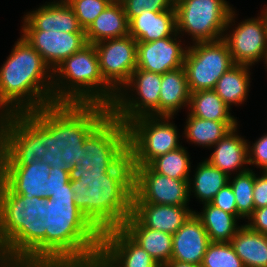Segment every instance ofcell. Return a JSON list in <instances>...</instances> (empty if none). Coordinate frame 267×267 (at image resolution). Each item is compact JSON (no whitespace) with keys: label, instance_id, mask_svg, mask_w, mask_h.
<instances>
[{"label":"cell","instance_id":"obj_1","mask_svg":"<svg viewBox=\"0 0 267 267\" xmlns=\"http://www.w3.org/2000/svg\"><path fill=\"white\" fill-rule=\"evenodd\" d=\"M110 197L89 179L74 176L68 190L46 199V267L100 249Z\"/></svg>","mask_w":267,"mask_h":267},{"label":"cell","instance_id":"obj_2","mask_svg":"<svg viewBox=\"0 0 267 267\" xmlns=\"http://www.w3.org/2000/svg\"><path fill=\"white\" fill-rule=\"evenodd\" d=\"M46 199L15 194L0 180V247L12 267H46Z\"/></svg>","mask_w":267,"mask_h":267},{"label":"cell","instance_id":"obj_3","mask_svg":"<svg viewBox=\"0 0 267 267\" xmlns=\"http://www.w3.org/2000/svg\"><path fill=\"white\" fill-rule=\"evenodd\" d=\"M53 71L20 35L0 67V117L53 104Z\"/></svg>","mask_w":267,"mask_h":267},{"label":"cell","instance_id":"obj_4","mask_svg":"<svg viewBox=\"0 0 267 267\" xmlns=\"http://www.w3.org/2000/svg\"><path fill=\"white\" fill-rule=\"evenodd\" d=\"M31 113L46 127L47 149L118 145V131L104 105L54 103Z\"/></svg>","mask_w":267,"mask_h":267},{"label":"cell","instance_id":"obj_5","mask_svg":"<svg viewBox=\"0 0 267 267\" xmlns=\"http://www.w3.org/2000/svg\"><path fill=\"white\" fill-rule=\"evenodd\" d=\"M53 104H100L108 108L117 92L104 80L94 44L65 59L53 71Z\"/></svg>","mask_w":267,"mask_h":267},{"label":"cell","instance_id":"obj_6","mask_svg":"<svg viewBox=\"0 0 267 267\" xmlns=\"http://www.w3.org/2000/svg\"><path fill=\"white\" fill-rule=\"evenodd\" d=\"M172 119L142 116L130 121L118 133L119 166L148 165L156 157L181 147V135Z\"/></svg>","mask_w":267,"mask_h":267},{"label":"cell","instance_id":"obj_7","mask_svg":"<svg viewBox=\"0 0 267 267\" xmlns=\"http://www.w3.org/2000/svg\"><path fill=\"white\" fill-rule=\"evenodd\" d=\"M115 197L121 203L188 206L191 201L189 179L161 175L149 165L119 166V186Z\"/></svg>","mask_w":267,"mask_h":267},{"label":"cell","instance_id":"obj_8","mask_svg":"<svg viewBox=\"0 0 267 267\" xmlns=\"http://www.w3.org/2000/svg\"><path fill=\"white\" fill-rule=\"evenodd\" d=\"M46 127L31 113L0 117V165H30L41 160Z\"/></svg>","mask_w":267,"mask_h":267},{"label":"cell","instance_id":"obj_9","mask_svg":"<svg viewBox=\"0 0 267 267\" xmlns=\"http://www.w3.org/2000/svg\"><path fill=\"white\" fill-rule=\"evenodd\" d=\"M162 75L136 68L119 89L110 109L118 133L132 120L142 116H159ZM131 93V94H130Z\"/></svg>","mask_w":267,"mask_h":267},{"label":"cell","instance_id":"obj_10","mask_svg":"<svg viewBox=\"0 0 267 267\" xmlns=\"http://www.w3.org/2000/svg\"><path fill=\"white\" fill-rule=\"evenodd\" d=\"M62 159L76 175L89 179L110 198L119 186L118 145H72L62 150Z\"/></svg>","mask_w":267,"mask_h":267},{"label":"cell","instance_id":"obj_11","mask_svg":"<svg viewBox=\"0 0 267 267\" xmlns=\"http://www.w3.org/2000/svg\"><path fill=\"white\" fill-rule=\"evenodd\" d=\"M226 0H175L177 33L190 43L223 38L233 6Z\"/></svg>","mask_w":267,"mask_h":267},{"label":"cell","instance_id":"obj_12","mask_svg":"<svg viewBox=\"0 0 267 267\" xmlns=\"http://www.w3.org/2000/svg\"><path fill=\"white\" fill-rule=\"evenodd\" d=\"M234 65L223 39L188 45L183 68L191 93L214 89L217 81Z\"/></svg>","mask_w":267,"mask_h":267},{"label":"cell","instance_id":"obj_13","mask_svg":"<svg viewBox=\"0 0 267 267\" xmlns=\"http://www.w3.org/2000/svg\"><path fill=\"white\" fill-rule=\"evenodd\" d=\"M236 16L233 8L222 38L230 50L234 63L252 67L255 63L264 62L267 53V32L262 15L237 22V26Z\"/></svg>","mask_w":267,"mask_h":267},{"label":"cell","instance_id":"obj_14","mask_svg":"<svg viewBox=\"0 0 267 267\" xmlns=\"http://www.w3.org/2000/svg\"><path fill=\"white\" fill-rule=\"evenodd\" d=\"M104 80L116 91L137 67V41L130 35L94 44Z\"/></svg>","mask_w":267,"mask_h":267},{"label":"cell","instance_id":"obj_15","mask_svg":"<svg viewBox=\"0 0 267 267\" xmlns=\"http://www.w3.org/2000/svg\"><path fill=\"white\" fill-rule=\"evenodd\" d=\"M109 216L160 266L171 261L172 234L145 227L116 197L110 199Z\"/></svg>","mask_w":267,"mask_h":267},{"label":"cell","instance_id":"obj_16","mask_svg":"<svg viewBox=\"0 0 267 267\" xmlns=\"http://www.w3.org/2000/svg\"><path fill=\"white\" fill-rule=\"evenodd\" d=\"M100 249L116 267H161L110 216L103 225Z\"/></svg>","mask_w":267,"mask_h":267},{"label":"cell","instance_id":"obj_17","mask_svg":"<svg viewBox=\"0 0 267 267\" xmlns=\"http://www.w3.org/2000/svg\"><path fill=\"white\" fill-rule=\"evenodd\" d=\"M21 36L41 55L54 71L65 59L87 45L85 33L21 30Z\"/></svg>","mask_w":267,"mask_h":267},{"label":"cell","instance_id":"obj_18","mask_svg":"<svg viewBox=\"0 0 267 267\" xmlns=\"http://www.w3.org/2000/svg\"><path fill=\"white\" fill-rule=\"evenodd\" d=\"M182 42L178 33L156 41L137 42L136 68L162 75L183 67L188 44Z\"/></svg>","mask_w":267,"mask_h":267},{"label":"cell","instance_id":"obj_19","mask_svg":"<svg viewBox=\"0 0 267 267\" xmlns=\"http://www.w3.org/2000/svg\"><path fill=\"white\" fill-rule=\"evenodd\" d=\"M21 30L62 31L66 33H85L66 0L45 2L36 10L23 16Z\"/></svg>","mask_w":267,"mask_h":267},{"label":"cell","instance_id":"obj_20","mask_svg":"<svg viewBox=\"0 0 267 267\" xmlns=\"http://www.w3.org/2000/svg\"><path fill=\"white\" fill-rule=\"evenodd\" d=\"M50 170L40 160L30 165H0V180L15 194L46 198Z\"/></svg>","mask_w":267,"mask_h":267},{"label":"cell","instance_id":"obj_21","mask_svg":"<svg viewBox=\"0 0 267 267\" xmlns=\"http://www.w3.org/2000/svg\"><path fill=\"white\" fill-rule=\"evenodd\" d=\"M145 227L174 234L194 213L189 206L122 203Z\"/></svg>","mask_w":267,"mask_h":267},{"label":"cell","instance_id":"obj_22","mask_svg":"<svg viewBox=\"0 0 267 267\" xmlns=\"http://www.w3.org/2000/svg\"><path fill=\"white\" fill-rule=\"evenodd\" d=\"M210 243L203 224L193 213L173 234L171 260L201 265Z\"/></svg>","mask_w":267,"mask_h":267},{"label":"cell","instance_id":"obj_23","mask_svg":"<svg viewBox=\"0 0 267 267\" xmlns=\"http://www.w3.org/2000/svg\"><path fill=\"white\" fill-rule=\"evenodd\" d=\"M234 127L219 142L211 148L214 150L206 160L227 176L243 173L249 170L248 141L238 135V127ZM246 165V166H245ZM236 172V173H235Z\"/></svg>","mask_w":267,"mask_h":267},{"label":"cell","instance_id":"obj_24","mask_svg":"<svg viewBox=\"0 0 267 267\" xmlns=\"http://www.w3.org/2000/svg\"><path fill=\"white\" fill-rule=\"evenodd\" d=\"M129 35L137 42H149L177 34L175 8L163 12L143 10L129 22Z\"/></svg>","mask_w":267,"mask_h":267},{"label":"cell","instance_id":"obj_25","mask_svg":"<svg viewBox=\"0 0 267 267\" xmlns=\"http://www.w3.org/2000/svg\"><path fill=\"white\" fill-rule=\"evenodd\" d=\"M129 35V24L123 5L113 0L85 30L87 44Z\"/></svg>","mask_w":267,"mask_h":267},{"label":"cell","instance_id":"obj_26","mask_svg":"<svg viewBox=\"0 0 267 267\" xmlns=\"http://www.w3.org/2000/svg\"><path fill=\"white\" fill-rule=\"evenodd\" d=\"M191 91L183 67L162 74L159 116L174 117L189 107Z\"/></svg>","mask_w":267,"mask_h":267},{"label":"cell","instance_id":"obj_27","mask_svg":"<svg viewBox=\"0 0 267 267\" xmlns=\"http://www.w3.org/2000/svg\"><path fill=\"white\" fill-rule=\"evenodd\" d=\"M230 243L244 267H267V235L243 224Z\"/></svg>","mask_w":267,"mask_h":267},{"label":"cell","instance_id":"obj_28","mask_svg":"<svg viewBox=\"0 0 267 267\" xmlns=\"http://www.w3.org/2000/svg\"><path fill=\"white\" fill-rule=\"evenodd\" d=\"M251 66L235 64L217 81L213 89L217 95L228 105L240 106L246 102L250 88Z\"/></svg>","mask_w":267,"mask_h":267},{"label":"cell","instance_id":"obj_29","mask_svg":"<svg viewBox=\"0 0 267 267\" xmlns=\"http://www.w3.org/2000/svg\"><path fill=\"white\" fill-rule=\"evenodd\" d=\"M187 119L184 126V133L187 142L210 148L219 142L227 133H229L238 122H221L214 120H205L187 113Z\"/></svg>","mask_w":267,"mask_h":267},{"label":"cell","instance_id":"obj_30","mask_svg":"<svg viewBox=\"0 0 267 267\" xmlns=\"http://www.w3.org/2000/svg\"><path fill=\"white\" fill-rule=\"evenodd\" d=\"M193 171H195L193 177L189 178V196L194 195L200 204L210 203L229 181V176L206 159L199 162Z\"/></svg>","mask_w":267,"mask_h":267},{"label":"cell","instance_id":"obj_31","mask_svg":"<svg viewBox=\"0 0 267 267\" xmlns=\"http://www.w3.org/2000/svg\"><path fill=\"white\" fill-rule=\"evenodd\" d=\"M202 212L194 210V214L203 224L211 242H231V239L242 226L239 219L211 203L202 204Z\"/></svg>","mask_w":267,"mask_h":267},{"label":"cell","instance_id":"obj_32","mask_svg":"<svg viewBox=\"0 0 267 267\" xmlns=\"http://www.w3.org/2000/svg\"><path fill=\"white\" fill-rule=\"evenodd\" d=\"M188 112L192 116L205 120L239 122L237 117L230 113L231 108L213 89L191 93Z\"/></svg>","mask_w":267,"mask_h":267},{"label":"cell","instance_id":"obj_33","mask_svg":"<svg viewBox=\"0 0 267 267\" xmlns=\"http://www.w3.org/2000/svg\"><path fill=\"white\" fill-rule=\"evenodd\" d=\"M184 146L153 159L148 165L157 173L174 179H189L191 161Z\"/></svg>","mask_w":267,"mask_h":267},{"label":"cell","instance_id":"obj_34","mask_svg":"<svg viewBox=\"0 0 267 267\" xmlns=\"http://www.w3.org/2000/svg\"><path fill=\"white\" fill-rule=\"evenodd\" d=\"M228 183L231 185L235 195L238 219H248L255 209L253 201V169L250 168L243 173L236 174V176L232 175V177H229Z\"/></svg>","mask_w":267,"mask_h":267},{"label":"cell","instance_id":"obj_35","mask_svg":"<svg viewBox=\"0 0 267 267\" xmlns=\"http://www.w3.org/2000/svg\"><path fill=\"white\" fill-rule=\"evenodd\" d=\"M202 267H244L230 242H211L204 254Z\"/></svg>","mask_w":267,"mask_h":267},{"label":"cell","instance_id":"obj_36","mask_svg":"<svg viewBox=\"0 0 267 267\" xmlns=\"http://www.w3.org/2000/svg\"><path fill=\"white\" fill-rule=\"evenodd\" d=\"M80 26L86 30L113 0H66Z\"/></svg>","mask_w":267,"mask_h":267},{"label":"cell","instance_id":"obj_37","mask_svg":"<svg viewBox=\"0 0 267 267\" xmlns=\"http://www.w3.org/2000/svg\"><path fill=\"white\" fill-rule=\"evenodd\" d=\"M48 267H116V265L99 249L87 255L59 260Z\"/></svg>","mask_w":267,"mask_h":267},{"label":"cell","instance_id":"obj_38","mask_svg":"<svg viewBox=\"0 0 267 267\" xmlns=\"http://www.w3.org/2000/svg\"><path fill=\"white\" fill-rule=\"evenodd\" d=\"M123 5L128 22L143 10L163 12L175 8V0H119Z\"/></svg>","mask_w":267,"mask_h":267},{"label":"cell","instance_id":"obj_39","mask_svg":"<svg viewBox=\"0 0 267 267\" xmlns=\"http://www.w3.org/2000/svg\"><path fill=\"white\" fill-rule=\"evenodd\" d=\"M252 145L248 140V163L256 165L260 171H267V133L258 137Z\"/></svg>","mask_w":267,"mask_h":267},{"label":"cell","instance_id":"obj_40","mask_svg":"<svg viewBox=\"0 0 267 267\" xmlns=\"http://www.w3.org/2000/svg\"><path fill=\"white\" fill-rule=\"evenodd\" d=\"M76 176L71 170H61L51 168L48 178V190H46V198H50L55 191L68 190V182Z\"/></svg>","mask_w":267,"mask_h":267},{"label":"cell","instance_id":"obj_41","mask_svg":"<svg viewBox=\"0 0 267 267\" xmlns=\"http://www.w3.org/2000/svg\"><path fill=\"white\" fill-rule=\"evenodd\" d=\"M210 203L224 212L233 214L238 218L235 195L229 183L217 192Z\"/></svg>","mask_w":267,"mask_h":267},{"label":"cell","instance_id":"obj_42","mask_svg":"<svg viewBox=\"0 0 267 267\" xmlns=\"http://www.w3.org/2000/svg\"><path fill=\"white\" fill-rule=\"evenodd\" d=\"M253 201L255 209L267 206V171H254Z\"/></svg>","mask_w":267,"mask_h":267},{"label":"cell","instance_id":"obj_43","mask_svg":"<svg viewBox=\"0 0 267 267\" xmlns=\"http://www.w3.org/2000/svg\"><path fill=\"white\" fill-rule=\"evenodd\" d=\"M246 222L251 230L267 235V206L254 209Z\"/></svg>","mask_w":267,"mask_h":267},{"label":"cell","instance_id":"obj_44","mask_svg":"<svg viewBox=\"0 0 267 267\" xmlns=\"http://www.w3.org/2000/svg\"><path fill=\"white\" fill-rule=\"evenodd\" d=\"M62 151L60 149H48L40 161L45 162L51 168H59L61 170H70L62 159Z\"/></svg>","mask_w":267,"mask_h":267},{"label":"cell","instance_id":"obj_45","mask_svg":"<svg viewBox=\"0 0 267 267\" xmlns=\"http://www.w3.org/2000/svg\"><path fill=\"white\" fill-rule=\"evenodd\" d=\"M165 267H202L201 265H196L193 263L180 262V261H169Z\"/></svg>","mask_w":267,"mask_h":267},{"label":"cell","instance_id":"obj_46","mask_svg":"<svg viewBox=\"0 0 267 267\" xmlns=\"http://www.w3.org/2000/svg\"><path fill=\"white\" fill-rule=\"evenodd\" d=\"M260 14L262 15L265 25H266V32H267V5H264V7L262 8Z\"/></svg>","mask_w":267,"mask_h":267},{"label":"cell","instance_id":"obj_47","mask_svg":"<svg viewBox=\"0 0 267 267\" xmlns=\"http://www.w3.org/2000/svg\"><path fill=\"white\" fill-rule=\"evenodd\" d=\"M0 267H12L9 265L5 259H0Z\"/></svg>","mask_w":267,"mask_h":267},{"label":"cell","instance_id":"obj_48","mask_svg":"<svg viewBox=\"0 0 267 267\" xmlns=\"http://www.w3.org/2000/svg\"><path fill=\"white\" fill-rule=\"evenodd\" d=\"M0 259H5V258H4V255H3V253H2V249H1V247H0Z\"/></svg>","mask_w":267,"mask_h":267},{"label":"cell","instance_id":"obj_49","mask_svg":"<svg viewBox=\"0 0 267 267\" xmlns=\"http://www.w3.org/2000/svg\"><path fill=\"white\" fill-rule=\"evenodd\" d=\"M264 64H266V68H267V53H266V57H265V60H264ZM267 71V70H266Z\"/></svg>","mask_w":267,"mask_h":267}]
</instances>
